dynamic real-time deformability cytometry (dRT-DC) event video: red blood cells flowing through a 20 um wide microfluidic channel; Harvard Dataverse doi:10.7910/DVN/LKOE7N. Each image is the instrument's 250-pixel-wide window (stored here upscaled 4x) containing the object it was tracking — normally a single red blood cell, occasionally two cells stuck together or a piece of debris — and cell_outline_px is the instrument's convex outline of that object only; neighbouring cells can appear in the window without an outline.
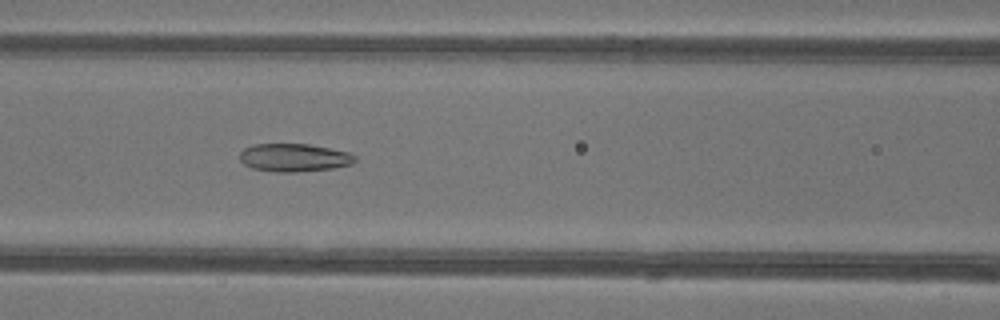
{"species": "common noctule bat (a hibernating species)", "species_latin": "Nyctalus noctula", "temperature_condition": "warm", "stored_images_in_passage": 50, "camera_frame_rate_fps": 3000, "um_per_image_px": 0.085, "animal": {"sex": "female"}, "frame": {"image": 1, "passage_image": 23, "time_ms": 7.333, "image_size_px": [1000, 320], "cell_outline_px": [[356, 160], [352, 164], [332, 168], [296, 172], [276, 172], [252, 168], [244, 164], [240, 160], [240, 152], [244, 148], [256, 144], [308, 144], [348, 152], [356, 156]], "centroid_in_image_um": [24.99, 13.4], "position_along_channel_um": 141.6, "area_um2": 18.73}}
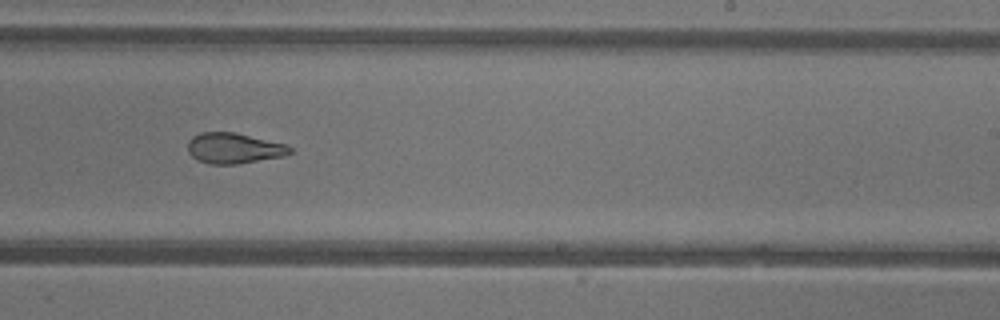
{"frame": {"image": 2, "passage_image": 32, "time_ms": 10.333, "image_size_px": [1000, 320], "cell_outline_px": [[292, 152], [284, 156], [236, 164], [208, 164], [192, 156], [188, 152], [188, 140], [192, 136], [200, 132], [232, 132], [284, 144], [292, 148]], "centroid_in_image_um": [19.84, 12.6], "position_along_channel_um": 269.2, "area_um2": 17.98}}
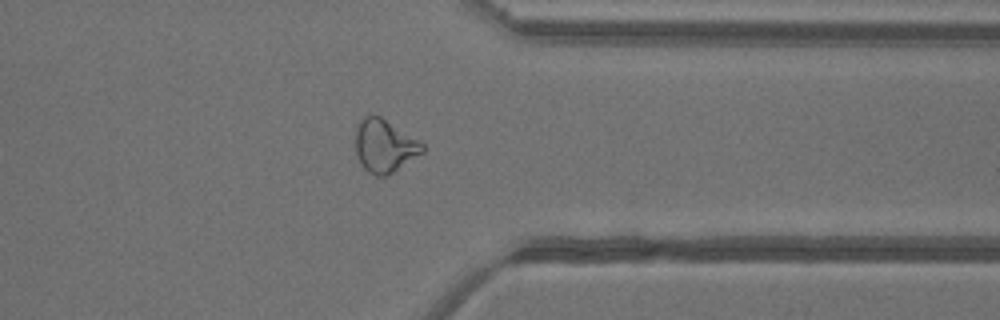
{"frame": {"image": 3, "passage_image": 40, "time_ms": 13.0, "image_size_px": [1000, 320], "cell_outline_px": [[424, 152], [388, 176], [376, 176], [368, 172], [360, 164], [356, 156], [356, 124], [364, 116], [380, 116], [424, 144]], "centroid_in_image_um": [32.66, 12.43], "position_along_channel_um": 378.7, "area_um2": 20.63}, "authors_computed_cell_mechanics": {"area_um2": 22.5131, "velocity_mm_per_s": 4.2563, "shape_relaxation_time_tau1_ms": 8.3372, "shape_relaxation_time_tau2_ms": 1.7791, "deformation_change_tau1": 0.1909, "deformation_change_tau2": 0.1026}}